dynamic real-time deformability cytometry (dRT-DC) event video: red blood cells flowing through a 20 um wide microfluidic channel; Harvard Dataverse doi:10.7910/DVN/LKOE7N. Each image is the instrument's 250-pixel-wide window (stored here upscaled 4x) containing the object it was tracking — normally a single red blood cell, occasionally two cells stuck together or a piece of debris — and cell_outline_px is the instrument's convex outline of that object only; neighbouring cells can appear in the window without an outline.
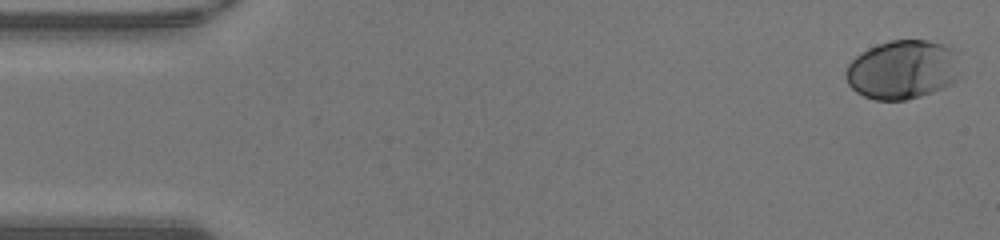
{"species": "human", "species_latin": "Homo sapiens", "temperature_condition": "warm", "stored_images_in_passage": 48, "camera_frame_rate_fps": 3000, "um_per_image_px": 0.085, "donor": {"sex": "male"}, "frame": {"image": 1, "passage_image": 1, "time_ms": 0.0, "image_size_px": [1000, 240], "cell_outline_px": [[956, 80], [952, 84], [944, 88], [920, 96], [904, 100], [876, 100], [864, 96], [856, 92], [848, 84], [844, 76], [844, 72], [848, 64], [856, 56], [868, 48], [876, 44], [892, 40], [928, 40], [948, 44], [952, 48], [956, 72]], "centroid_in_image_um": [76.65, 5.92], "position_along_channel_um": 8.4, "area_um2": 39.19}}
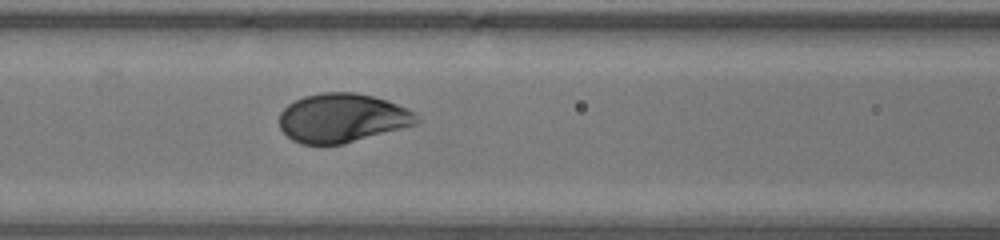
{"frame": {"image": 2, "passage_image": 20, "time_ms": 6.333, "image_size_px": [1000, 240], "cell_outline_px": [[420, 120], [416, 124], [344, 144], [300, 144], [292, 140], [280, 128], [280, 112], [288, 104], [304, 96], [324, 92], [356, 92], [388, 100], [408, 108], [416, 112]], "centroid_in_image_um": [29.11, 10.02], "position_along_channel_um": 137.5, "area_um2": 39.25}}
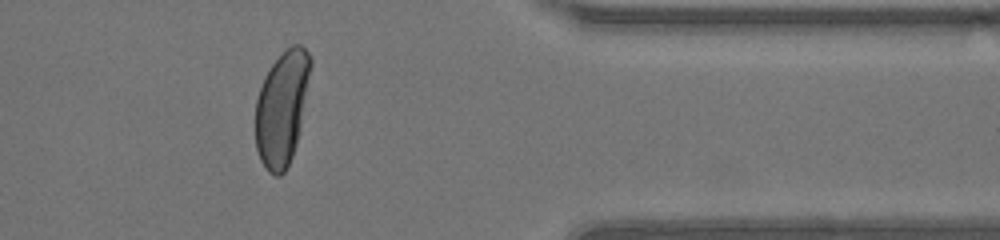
{"frame": {"image": 3, "passage_image": 39, "time_ms": 12.667, "image_size_px": [1000, 240], "cell_outline_px": [[312, 64], [296, 144], [292, 156], [284, 172], [280, 176], [276, 176], [268, 172], [260, 160], [256, 148], [256, 100], [264, 76], [272, 64], [292, 44], [300, 44], [308, 52], [312, 60]], "centroid_in_image_um": [23.95, 9.19], "position_along_channel_um": 387.4, "area_um2": 36.18}, "authors_computed_cell_mechanics": {"area_um2": 39.4774, "velocity_mm_per_s": 4.2775, "shape_relaxation_time_tau1_ms": 2.2223, "shape_relaxation_time_tau2_ms": null, "deformation_change_tau1": 0.1649, "deformation_change_tau2": null}}